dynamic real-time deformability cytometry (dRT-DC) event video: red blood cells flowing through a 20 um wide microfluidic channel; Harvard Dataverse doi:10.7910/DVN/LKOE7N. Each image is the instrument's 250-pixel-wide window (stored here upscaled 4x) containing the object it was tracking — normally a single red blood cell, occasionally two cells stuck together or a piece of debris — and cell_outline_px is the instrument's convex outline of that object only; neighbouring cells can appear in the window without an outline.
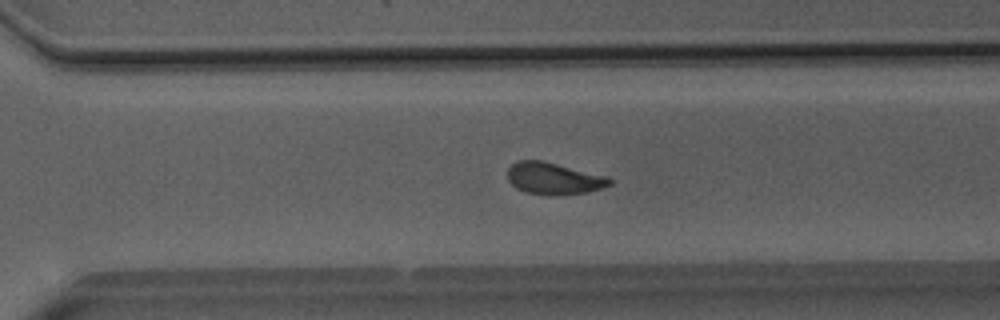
{"species": "Egyptian fruit bat (a non-hibernating species)", "species_latin": "Rousettus aegyptiacus", "temperature_condition": "room temperature", "stored_images_in_passage": 51, "camera_frame_rate_fps": 3000, "um_per_image_px": 0.085, "animal": {"sex": "male"}, "frame": {"image": 1, "passage_image": 36, "time_ms": 11.667, "image_size_px": [1000, 320], "cell_outline_px": [[612, 184], [588, 192], [556, 196], [528, 192], [516, 188], [508, 180], [508, 168], [516, 160], [540, 160], [608, 176], [612, 180]], "centroid_in_image_um": [47.07, 15.17], "position_along_channel_um": 323.5, "area_um2": 18.9}}
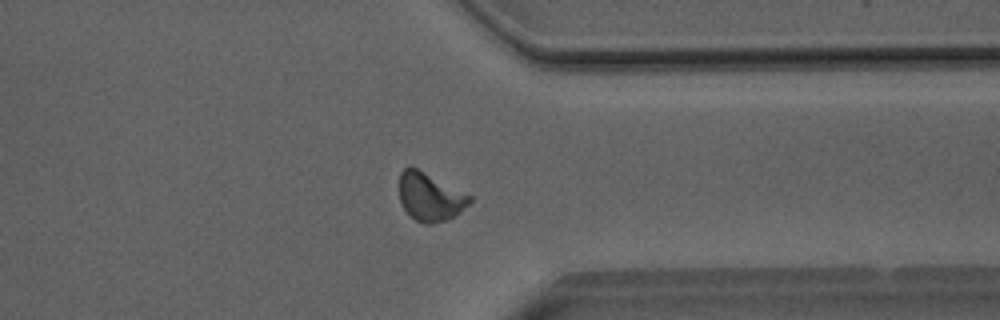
{"frame": {"image": 2, "passage_image": 40, "time_ms": 13.0, "image_size_px": [1000, 320], "cell_outline_px": [[472, 200], [460, 212], [448, 220], [432, 224], [424, 224], [416, 220], [404, 208], [400, 200], [400, 172], [408, 164], [412, 164], [472, 196]], "centroid_in_image_um": [36.55, 16.69], "position_along_channel_um": 374.9, "area_um2": 20.0}}
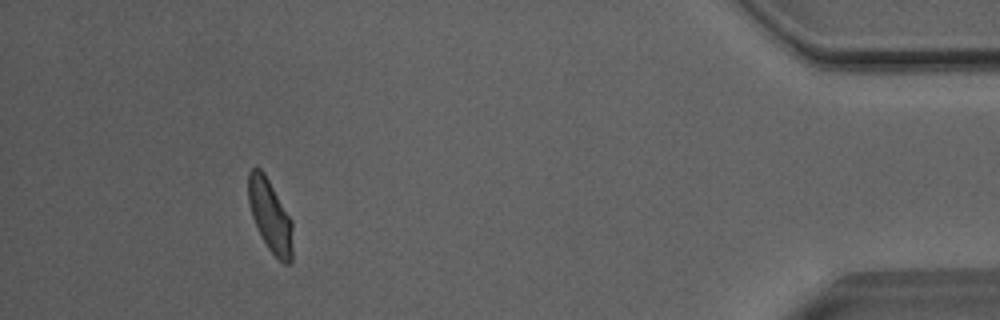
{"frame": {"image": 3, "passage_image": 47, "time_ms": 15.333, "image_size_px": [1000, 320], "cell_outline_px": [[292, 264], [284, 264], [268, 248], [252, 216], [248, 200], [248, 172], [252, 168], [260, 168], [264, 172], [292, 220]], "centroid_in_image_um": [22.97, 18.33], "position_along_channel_um": 412.2, "area_um2": 18.5}, "authors_computed_cell_mechanics": {"area_um2": 19.4208, "velocity_mm_per_s": 4.0553, "shape_relaxation_time_tau1_ms": 5.8044, "shape_relaxation_time_tau2_ms": 1.3411, "deformation_change_tau1": 0.1453, "deformation_change_tau2": 0.0699}}